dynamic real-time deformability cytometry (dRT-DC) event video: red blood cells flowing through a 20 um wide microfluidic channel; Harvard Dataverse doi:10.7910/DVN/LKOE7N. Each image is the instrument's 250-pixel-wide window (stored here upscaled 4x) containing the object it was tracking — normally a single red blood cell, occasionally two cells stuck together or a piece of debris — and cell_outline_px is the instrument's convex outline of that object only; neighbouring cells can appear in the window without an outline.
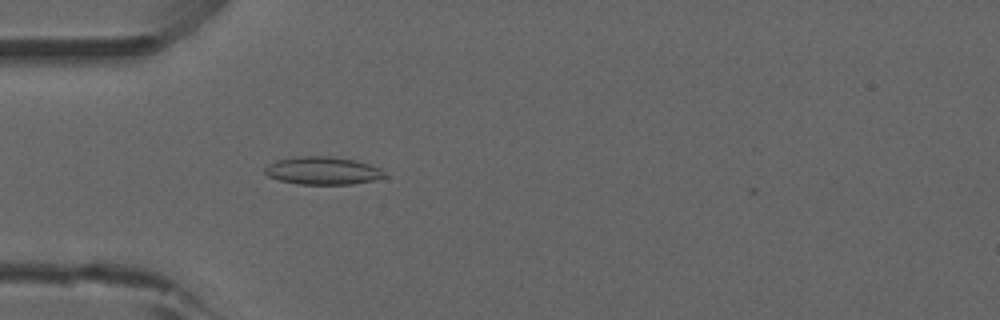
{"species": "common noctule bat (a hibernating species)", "species_latin": "Nyctalus noctula", "temperature_condition": "room temperature", "stored_images_in_passage": 52, "camera_frame_rate_fps": 3000, "um_per_image_px": 0.085, "animal": {"sex": "male", "forearm_length_mm": 52.5}, "frame": {"image": 1, "passage_image": 16, "time_ms": 5.0, "image_size_px": [1000, 320], "cell_outline_px": [[388, 176], [372, 180], [352, 184], [300, 184], [280, 180], [268, 176], [264, 172], [264, 168], [268, 164], [276, 160], [300, 156], [328, 156], [356, 160], [380, 168]], "centroid_in_image_um": [27.42, 14.5], "position_along_channel_um": 57.6, "area_um2": 19.31}}
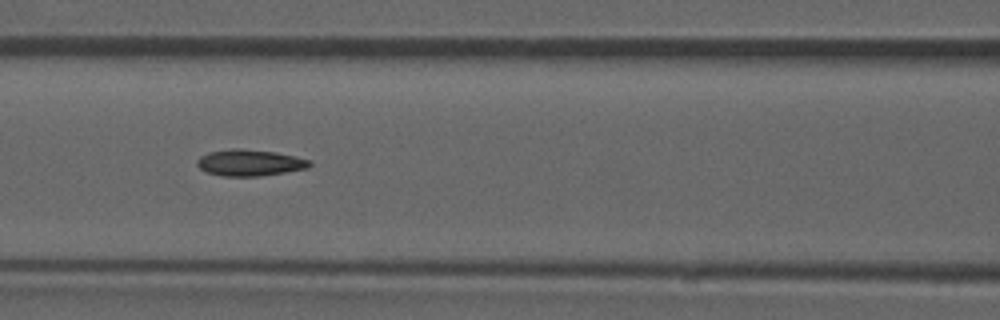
{"frame": {"image": 2, "passage_image": 23, "time_ms": 7.333, "image_size_px": [1000, 320], "cell_outline_px": [[312, 164], [308, 168], [260, 176], [220, 176], [208, 172], [200, 168], [196, 164], [196, 160], [200, 156], [208, 152], [232, 148], [240, 148], [276, 152], [312, 160]], "centroid_in_image_um": [21.22, 13.82], "position_along_channel_um": 145.4, "area_um2": 17.4}, "authors_computed_cell_mechanics": {"area_um2": 16.8776, "velocity_mm_per_s": 3.9307, "shape_relaxation_time_tau1_ms": null, "shape_relaxation_time_tau2_ms": 8.0956, "deformation_change_tau1": null, "deformation_change_tau2": 0.169}}